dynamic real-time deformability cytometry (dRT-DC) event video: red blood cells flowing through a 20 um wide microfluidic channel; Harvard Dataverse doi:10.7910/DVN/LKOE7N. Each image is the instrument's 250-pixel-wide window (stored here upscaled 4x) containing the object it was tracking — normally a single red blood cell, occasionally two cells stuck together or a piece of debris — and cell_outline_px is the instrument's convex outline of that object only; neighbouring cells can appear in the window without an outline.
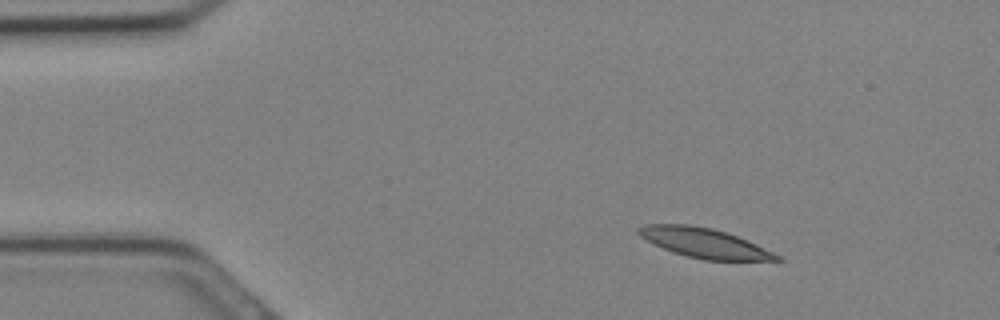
{"species": "Egyptian fruit bat (a non-hibernating species)", "species_latin": "Rousettus aegyptiacus", "temperature_condition": "cold", "stored_images_in_passage": 31, "camera_frame_rate_fps": 3000, "um_per_image_px": 0.085, "animal": {"sex": "female"}, "frame": {"image": 1, "passage_image": 4, "time_ms": 1.0, "image_size_px": [1000, 320], "cell_outline_px": [[784, 260], [704, 260], [688, 256], [664, 248], [640, 236], [636, 232], [636, 228], [644, 224], [688, 224], [712, 228], [748, 240], [784, 256]], "centroid_in_image_um": [59.92, 20.65], "position_along_channel_um": 25.1, "area_um2": 23.7}}
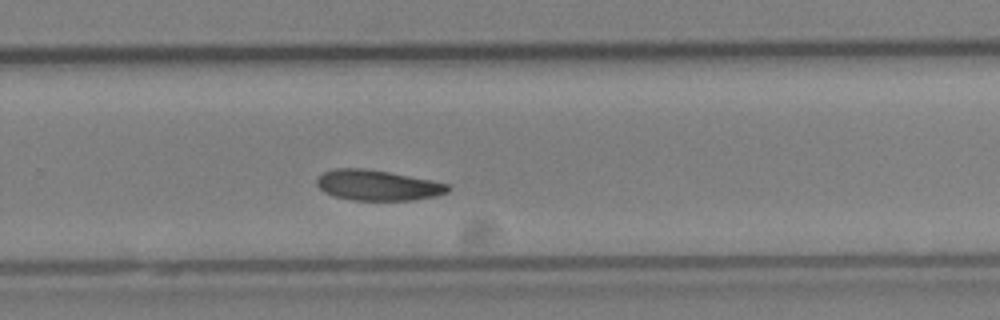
{"frame": {"image": 2, "passage_image": 20, "time_ms": 6.333, "image_size_px": [1000, 320], "cell_outline_px": [[452, 188], [448, 192], [436, 196], [412, 200], [352, 200], [332, 196], [324, 192], [316, 184], [316, 180], [324, 172], [336, 168], [364, 168], [388, 172], [432, 180], [448, 184]], "centroid_in_image_um": [32.1, 15.75], "position_along_channel_um": 297.7, "area_um2": 23.29}}
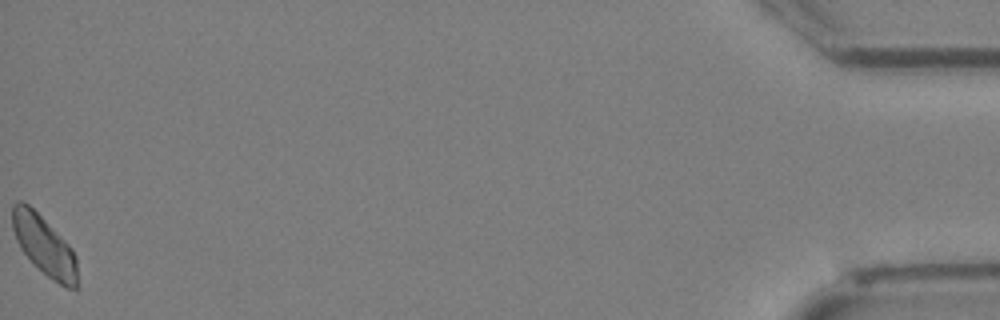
{"frame": {"image": 3, "passage_image": 31, "time_ms": 10.0, "image_size_px": [1000, 320], "cell_outline_px": [[76, 288], [68, 288], [52, 280], [20, 248], [16, 240], [12, 228], [12, 204], [16, 200], [20, 200], [28, 204], [72, 248], [76, 256]], "centroid_in_image_um": [3.72, 20.83], "position_along_channel_um": 431.5, "area_um2": 21.91}}